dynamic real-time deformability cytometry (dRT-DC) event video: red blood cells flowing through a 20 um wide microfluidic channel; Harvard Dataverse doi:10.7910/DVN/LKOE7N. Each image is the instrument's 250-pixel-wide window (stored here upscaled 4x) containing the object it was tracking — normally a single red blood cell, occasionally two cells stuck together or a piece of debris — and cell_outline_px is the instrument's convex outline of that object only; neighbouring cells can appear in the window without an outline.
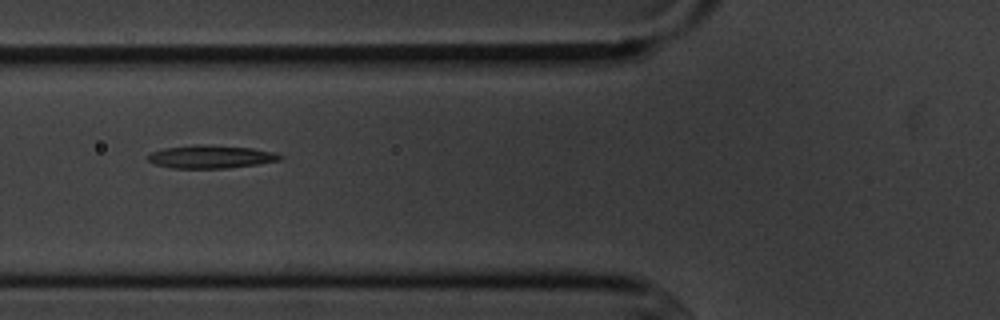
{"species": "common noctule bat (a hibernating species)", "species_latin": "Nyctalus noctula", "temperature_condition": "cold", "stored_images_in_passage": 8, "camera_frame_rate_fps": 3000, "um_per_image_px": 0.085, "animal": {"sex": "male", "body_mass_g": 20.1, "forearm_length_mm": 53.5}, "frame": {"image": 1, "passage_image": 7, "time_ms": 7.0, "image_size_px": [1000, 320], "cell_outline_px": [[284, 156], [280, 160], [256, 164], [228, 168], [172, 168], [156, 164], [148, 160], [148, 156], [152, 152], [164, 148], [196, 144], [208, 144], [252, 148], [276, 152]], "centroid_in_image_um": [17.95, 13.31], "position_along_channel_um": 107.8, "area_um2": 17.74}}
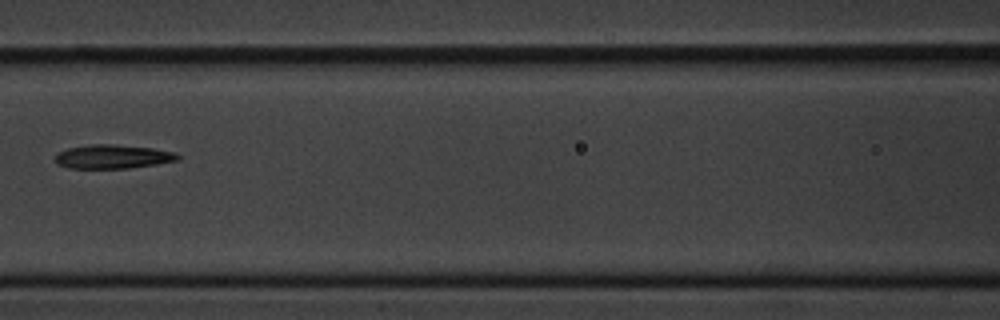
{"frame": {"image": 2, "passage_image": 8, "time_ms": 8.333, "image_size_px": [1000, 320], "cell_outline_px": [[180, 156], [176, 160], [156, 164], [128, 168], [68, 168], [56, 164], [56, 152], [68, 148], [88, 144], [116, 144], [152, 148], [176, 152]], "centroid_in_image_um": [9.55, 13.3], "position_along_channel_um": 157.1, "area_um2": 17.11}}